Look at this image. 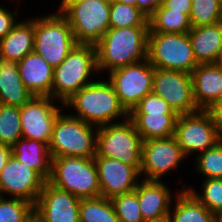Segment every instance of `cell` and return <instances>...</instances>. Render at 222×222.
<instances>
[{
    "label": "cell",
    "instance_id": "cell-1",
    "mask_svg": "<svg viewBox=\"0 0 222 222\" xmlns=\"http://www.w3.org/2000/svg\"><path fill=\"white\" fill-rule=\"evenodd\" d=\"M98 78L64 103L66 111L73 109L75 114L72 112L71 116L96 127L127 120L129 113L121 105L113 85L104 77Z\"/></svg>",
    "mask_w": 222,
    "mask_h": 222
},
{
    "label": "cell",
    "instance_id": "cell-2",
    "mask_svg": "<svg viewBox=\"0 0 222 222\" xmlns=\"http://www.w3.org/2000/svg\"><path fill=\"white\" fill-rule=\"evenodd\" d=\"M148 32L149 27L109 28L95 44L99 75L147 59Z\"/></svg>",
    "mask_w": 222,
    "mask_h": 222
},
{
    "label": "cell",
    "instance_id": "cell-3",
    "mask_svg": "<svg viewBox=\"0 0 222 222\" xmlns=\"http://www.w3.org/2000/svg\"><path fill=\"white\" fill-rule=\"evenodd\" d=\"M98 74L95 45L77 43L54 68L51 98L64 105L80 89L96 81Z\"/></svg>",
    "mask_w": 222,
    "mask_h": 222
},
{
    "label": "cell",
    "instance_id": "cell-4",
    "mask_svg": "<svg viewBox=\"0 0 222 222\" xmlns=\"http://www.w3.org/2000/svg\"><path fill=\"white\" fill-rule=\"evenodd\" d=\"M98 127L61 112L53 125L48 148L52 158L96 155Z\"/></svg>",
    "mask_w": 222,
    "mask_h": 222
},
{
    "label": "cell",
    "instance_id": "cell-5",
    "mask_svg": "<svg viewBox=\"0 0 222 222\" xmlns=\"http://www.w3.org/2000/svg\"><path fill=\"white\" fill-rule=\"evenodd\" d=\"M110 4L111 0L63 1L57 8L77 43L95 45L110 28Z\"/></svg>",
    "mask_w": 222,
    "mask_h": 222
},
{
    "label": "cell",
    "instance_id": "cell-6",
    "mask_svg": "<svg viewBox=\"0 0 222 222\" xmlns=\"http://www.w3.org/2000/svg\"><path fill=\"white\" fill-rule=\"evenodd\" d=\"M56 12L34 17V52L56 68L77 44L67 19ZM37 17V18H36Z\"/></svg>",
    "mask_w": 222,
    "mask_h": 222
},
{
    "label": "cell",
    "instance_id": "cell-7",
    "mask_svg": "<svg viewBox=\"0 0 222 222\" xmlns=\"http://www.w3.org/2000/svg\"><path fill=\"white\" fill-rule=\"evenodd\" d=\"M48 182L80 199L101 196L97 168L93 158H52L51 176Z\"/></svg>",
    "mask_w": 222,
    "mask_h": 222
},
{
    "label": "cell",
    "instance_id": "cell-8",
    "mask_svg": "<svg viewBox=\"0 0 222 222\" xmlns=\"http://www.w3.org/2000/svg\"><path fill=\"white\" fill-rule=\"evenodd\" d=\"M147 60L154 68L186 73L198 66L188 33L148 32Z\"/></svg>",
    "mask_w": 222,
    "mask_h": 222
},
{
    "label": "cell",
    "instance_id": "cell-9",
    "mask_svg": "<svg viewBox=\"0 0 222 222\" xmlns=\"http://www.w3.org/2000/svg\"><path fill=\"white\" fill-rule=\"evenodd\" d=\"M142 141L129 118L119 123L98 127L95 157L119 160L140 172Z\"/></svg>",
    "mask_w": 222,
    "mask_h": 222
},
{
    "label": "cell",
    "instance_id": "cell-10",
    "mask_svg": "<svg viewBox=\"0 0 222 222\" xmlns=\"http://www.w3.org/2000/svg\"><path fill=\"white\" fill-rule=\"evenodd\" d=\"M174 137L186 158H190L193 154L196 157L222 140V135L212 117L205 110L178 115Z\"/></svg>",
    "mask_w": 222,
    "mask_h": 222
},
{
    "label": "cell",
    "instance_id": "cell-11",
    "mask_svg": "<svg viewBox=\"0 0 222 222\" xmlns=\"http://www.w3.org/2000/svg\"><path fill=\"white\" fill-rule=\"evenodd\" d=\"M154 67L147 59L108 73L121 105L130 113L147 94L152 93Z\"/></svg>",
    "mask_w": 222,
    "mask_h": 222
},
{
    "label": "cell",
    "instance_id": "cell-12",
    "mask_svg": "<svg viewBox=\"0 0 222 222\" xmlns=\"http://www.w3.org/2000/svg\"><path fill=\"white\" fill-rule=\"evenodd\" d=\"M187 160L174 136L142 141L140 175L143 180L163 181Z\"/></svg>",
    "mask_w": 222,
    "mask_h": 222
},
{
    "label": "cell",
    "instance_id": "cell-13",
    "mask_svg": "<svg viewBox=\"0 0 222 222\" xmlns=\"http://www.w3.org/2000/svg\"><path fill=\"white\" fill-rule=\"evenodd\" d=\"M152 93L163 98L177 115L199 111L193 98L191 73L155 68Z\"/></svg>",
    "mask_w": 222,
    "mask_h": 222
},
{
    "label": "cell",
    "instance_id": "cell-14",
    "mask_svg": "<svg viewBox=\"0 0 222 222\" xmlns=\"http://www.w3.org/2000/svg\"><path fill=\"white\" fill-rule=\"evenodd\" d=\"M55 102L59 101L49 96H33L19 108L22 138L49 145L54 122L62 112L61 109H64V105L61 108Z\"/></svg>",
    "mask_w": 222,
    "mask_h": 222
},
{
    "label": "cell",
    "instance_id": "cell-15",
    "mask_svg": "<svg viewBox=\"0 0 222 222\" xmlns=\"http://www.w3.org/2000/svg\"><path fill=\"white\" fill-rule=\"evenodd\" d=\"M45 182L36 170L11 155L0 172V196L22 199L35 206Z\"/></svg>",
    "mask_w": 222,
    "mask_h": 222
},
{
    "label": "cell",
    "instance_id": "cell-16",
    "mask_svg": "<svg viewBox=\"0 0 222 222\" xmlns=\"http://www.w3.org/2000/svg\"><path fill=\"white\" fill-rule=\"evenodd\" d=\"M80 202V198L46 181L34 206V219L37 222H79Z\"/></svg>",
    "mask_w": 222,
    "mask_h": 222
},
{
    "label": "cell",
    "instance_id": "cell-17",
    "mask_svg": "<svg viewBox=\"0 0 222 222\" xmlns=\"http://www.w3.org/2000/svg\"><path fill=\"white\" fill-rule=\"evenodd\" d=\"M99 179L101 197L111 199L132 192L142 180L140 172L133 166L106 157L93 158Z\"/></svg>",
    "mask_w": 222,
    "mask_h": 222
},
{
    "label": "cell",
    "instance_id": "cell-18",
    "mask_svg": "<svg viewBox=\"0 0 222 222\" xmlns=\"http://www.w3.org/2000/svg\"><path fill=\"white\" fill-rule=\"evenodd\" d=\"M168 185V186H167ZM164 181L141 180L135 189L144 221L160 218L170 213L173 192ZM172 192V193H171Z\"/></svg>",
    "mask_w": 222,
    "mask_h": 222
},
{
    "label": "cell",
    "instance_id": "cell-19",
    "mask_svg": "<svg viewBox=\"0 0 222 222\" xmlns=\"http://www.w3.org/2000/svg\"><path fill=\"white\" fill-rule=\"evenodd\" d=\"M194 102L207 110L222 98V68L216 63L199 64L191 73Z\"/></svg>",
    "mask_w": 222,
    "mask_h": 222
},
{
    "label": "cell",
    "instance_id": "cell-20",
    "mask_svg": "<svg viewBox=\"0 0 222 222\" xmlns=\"http://www.w3.org/2000/svg\"><path fill=\"white\" fill-rule=\"evenodd\" d=\"M17 66L22 82L34 96L51 97L54 68L43 57L33 51L17 62Z\"/></svg>",
    "mask_w": 222,
    "mask_h": 222
},
{
    "label": "cell",
    "instance_id": "cell-21",
    "mask_svg": "<svg viewBox=\"0 0 222 222\" xmlns=\"http://www.w3.org/2000/svg\"><path fill=\"white\" fill-rule=\"evenodd\" d=\"M34 50V18L19 20L0 40V58L19 62Z\"/></svg>",
    "mask_w": 222,
    "mask_h": 222
},
{
    "label": "cell",
    "instance_id": "cell-22",
    "mask_svg": "<svg viewBox=\"0 0 222 222\" xmlns=\"http://www.w3.org/2000/svg\"><path fill=\"white\" fill-rule=\"evenodd\" d=\"M188 35L198 65L217 62L222 47V21L192 27Z\"/></svg>",
    "mask_w": 222,
    "mask_h": 222
},
{
    "label": "cell",
    "instance_id": "cell-23",
    "mask_svg": "<svg viewBox=\"0 0 222 222\" xmlns=\"http://www.w3.org/2000/svg\"><path fill=\"white\" fill-rule=\"evenodd\" d=\"M33 96L22 82L17 62L0 58V104L20 108Z\"/></svg>",
    "mask_w": 222,
    "mask_h": 222
},
{
    "label": "cell",
    "instance_id": "cell-24",
    "mask_svg": "<svg viewBox=\"0 0 222 222\" xmlns=\"http://www.w3.org/2000/svg\"><path fill=\"white\" fill-rule=\"evenodd\" d=\"M11 153L20 162L36 170L46 181L51 176L52 157L48 145L32 139L20 138Z\"/></svg>",
    "mask_w": 222,
    "mask_h": 222
},
{
    "label": "cell",
    "instance_id": "cell-25",
    "mask_svg": "<svg viewBox=\"0 0 222 222\" xmlns=\"http://www.w3.org/2000/svg\"><path fill=\"white\" fill-rule=\"evenodd\" d=\"M175 194L174 205H171L169 213L171 222H216L217 216L188 190L179 189Z\"/></svg>",
    "mask_w": 222,
    "mask_h": 222
},
{
    "label": "cell",
    "instance_id": "cell-26",
    "mask_svg": "<svg viewBox=\"0 0 222 222\" xmlns=\"http://www.w3.org/2000/svg\"><path fill=\"white\" fill-rule=\"evenodd\" d=\"M177 117V114H129L143 141L174 136Z\"/></svg>",
    "mask_w": 222,
    "mask_h": 222
},
{
    "label": "cell",
    "instance_id": "cell-27",
    "mask_svg": "<svg viewBox=\"0 0 222 222\" xmlns=\"http://www.w3.org/2000/svg\"><path fill=\"white\" fill-rule=\"evenodd\" d=\"M148 23L149 32L188 33L192 29L186 14L172 11L162 4L148 18Z\"/></svg>",
    "mask_w": 222,
    "mask_h": 222
},
{
    "label": "cell",
    "instance_id": "cell-28",
    "mask_svg": "<svg viewBox=\"0 0 222 222\" xmlns=\"http://www.w3.org/2000/svg\"><path fill=\"white\" fill-rule=\"evenodd\" d=\"M79 222H120L110 199L105 197L81 199Z\"/></svg>",
    "mask_w": 222,
    "mask_h": 222
},
{
    "label": "cell",
    "instance_id": "cell-29",
    "mask_svg": "<svg viewBox=\"0 0 222 222\" xmlns=\"http://www.w3.org/2000/svg\"><path fill=\"white\" fill-rule=\"evenodd\" d=\"M110 28L149 27L148 17L137 7L111 0Z\"/></svg>",
    "mask_w": 222,
    "mask_h": 222
},
{
    "label": "cell",
    "instance_id": "cell-30",
    "mask_svg": "<svg viewBox=\"0 0 222 222\" xmlns=\"http://www.w3.org/2000/svg\"><path fill=\"white\" fill-rule=\"evenodd\" d=\"M199 192L196 188L187 187L182 184L181 190H188L201 204H203L210 212L216 216L222 214V179L212 178L203 179ZM201 192V194H200Z\"/></svg>",
    "mask_w": 222,
    "mask_h": 222
},
{
    "label": "cell",
    "instance_id": "cell-31",
    "mask_svg": "<svg viewBox=\"0 0 222 222\" xmlns=\"http://www.w3.org/2000/svg\"><path fill=\"white\" fill-rule=\"evenodd\" d=\"M22 138L19 107L0 104V145L12 147Z\"/></svg>",
    "mask_w": 222,
    "mask_h": 222
},
{
    "label": "cell",
    "instance_id": "cell-32",
    "mask_svg": "<svg viewBox=\"0 0 222 222\" xmlns=\"http://www.w3.org/2000/svg\"><path fill=\"white\" fill-rule=\"evenodd\" d=\"M0 222H34V205L22 199L0 196Z\"/></svg>",
    "mask_w": 222,
    "mask_h": 222
},
{
    "label": "cell",
    "instance_id": "cell-33",
    "mask_svg": "<svg viewBox=\"0 0 222 222\" xmlns=\"http://www.w3.org/2000/svg\"><path fill=\"white\" fill-rule=\"evenodd\" d=\"M189 19L192 27L222 21V5L218 0H192Z\"/></svg>",
    "mask_w": 222,
    "mask_h": 222
},
{
    "label": "cell",
    "instance_id": "cell-34",
    "mask_svg": "<svg viewBox=\"0 0 222 222\" xmlns=\"http://www.w3.org/2000/svg\"><path fill=\"white\" fill-rule=\"evenodd\" d=\"M194 168L203 179H222V140L195 157Z\"/></svg>",
    "mask_w": 222,
    "mask_h": 222
},
{
    "label": "cell",
    "instance_id": "cell-35",
    "mask_svg": "<svg viewBox=\"0 0 222 222\" xmlns=\"http://www.w3.org/2000/svg\"><path fill=\"white\" fill-rule=\"evenodd\" d=\"M120 222H145L135 190L110 199Z\"/></svg>",
    "mask_w": 222,
    "mask_h": 222
},
{
    "label": "cell",
    "instance_id": "cell-36",
    "mask_svg": "<svg viewBox=\"0 0 222 222\" xmlns=\"http://www.w3.org/2000/svg\"><path fill=\"white\" fill-rule=\"evenodd\" d=\"M129 114H176L169 104L160 96L147 94Z\"/></svg>",
    "mask_w": 222,
    "mask_h": 222
},
{
    "label": "cell",
    "instance_id": "cell-37",
    "mask_svg": "<svg viewBox=\"0 0 222 222\" xmlns=\"http://www.w3.org/2000/svg\"><path fill=\"white\" fill-rule=\"evenodd\" d=\"M18 11L17 7L12 12V10H8L3 4L0 5V40L4 38L19 21Z\"/></svg>",
    "mask_w": 222,
    "mask_h": 222
},
{
    "label": "cell",
    "instance_id": "cell-38",
    "mask_svg": "<svg viewBox=\"0 0 222 222\" xmlns=\"http://www.w3.org/2000/svg\"><path fill=\"white\" fill-rule=\"evenodd\" d=\"M192 0H162V5L172 11L181 12L189 17Z\"/></svg>",
    "mask_w": 222,
    "mask_h": 222
},
{
    "label": "cell",
    "instance_id": "cell-39",
    "mask_svg": "<svg viewBox=\"0 0 222 222\" xmlns=\"http://www.w3.org/2000/svg\"><path fill=\"white\" fill-rule=\"evenodd\" d=\"M206 111L210 114L214 124L216 125L220 134L222 135V98L217 100Z\"/></svg>",
    "mask_w": 222,
    "mask_h": 222
},
{
    "label": "cell",
    "instance_id": "cell-40",
    "mask_svg": "<svg viewBox=\"0 0 222 222\" xmlns=\"http://www.w3.org/2000/svg\"><path fill=\"white\" fill-rule=\"evenodd\" d=\"M162 4V0H136V6L149 18Z\"/></svg>",
    "mask_w": 222,
    "mask_h": 222
},
{
    "label": "cell",
    "instance_id": "cell-41",
    "mask_svg": "<svg viewBox=\"0 0 222 222\" xmlns=\"http://www.w3.org/2000/svg\"><path fill=\"white\" fill-rule=\"evenodd\" d=\"M11 155V147L0 145V172Z\"/></svg>",
    "mask_w": 222,
    "mask_h": 222
},
{
    "label": "cell",
    "instance_id": "cell-42",
    "mask_svg": "<svg viewBox=\"0 0 222 222\" xmlns=\"http://www.w3.org/2000/svg\"><path fill=\"white\" fill-rule=\"evenodd\" d=\"M145 222H171L170 216L169 214L162 216L160 218H156V219H152V220H148Z\"/></svg>",
    "mask_w": 222,
    "mask_h": 222
},
{
    "label": "cell",
    "instance_id": "cell-43",
    "mask_svg": "<svg viewBox=\"0 0 222 222\" xmlns=\"http://www.w3.org/2000/svg\"><path fill=\"white\" fill-rule=\"evenodd\" d=\"M117 1L119 3H123V4H128L131 6H136V0H114Z\"/></svg>",
    "mask_w": 222,
    "mask_h": 222
},
{
    "label": "cell",
    "instance_id": "cell-44",
    "mask_svg": "<svg viewBox=\"0 0 222 222\" xmlns=\"http://www.w3.org/2000/svg\"><path fill=\"white\" fill-rule=\"evenodd\" d=\"M216 64L222 68V47Z\"/></svg>",
    "mask_w": 222,
    "mask_h": 222
},
{
    "label": "cell",
    "instance_id": "cell-45",
    "mask_svg": "<svg viewBox=\"0 0 222 222\" xmlns=\"http://www.w3.org/2000/svg\"><path fill=\"white\" fill-rule=\"evenodd\" d=\"M216 222H222V214L217 215Z\"/></svg>",
    "mask_w": 222,
    "mask_h": 222
},
{
    "label": "cell",
    "instance_id": "cell-46",
    "mask_svg": "<svg viewBox=\"0 0 222 222\" xmlns=\"http://www.w3.org/2000/svg\"><path fill=\"white\" fill-rule=\"evenodd\" d=\"M64 1H84V0H64Z\"/></svg>",
    "mask_w": 222,
    "mask_h": 222
},
{
    "label": "cell",
    "instance_id": "cell-47",
    "mask_svg": "<svg viewBox=\"0 0 222 222\" xmlns=\"http://www.w3.org/2000/svg\"><path fill=\"white\" fill-rule=\"evenodd\" d=\"M7 1H8V0H7ZM9 1H12V2L15 1V2L17 3V2H19L20 0H9ZM21 1H22V0H21Z\"/></svg>",
    "mask_w": 222,
    "mask_h": 222
}]
</instances>
